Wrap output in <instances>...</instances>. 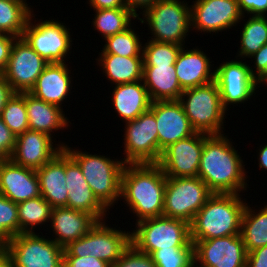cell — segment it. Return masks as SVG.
<instances>
[{"instance_id": "14", "label": "cell", "mask_w": 267, "mask_h": 267, "mask_svg": "<svg viewBox=\"0 0 267 267\" xmlns=\"http://www.w3.org/2000/svg\"><path fill=\"white\" fill-rule=\"evenodd\" d=\"M254 71L246 62L237 60L224 62L217 67L214 81L220 91L222 106L225 110L228 105L244 103L256 94L259 81L255 78Z\"/></svg>"}, {"instance_id": "51", "label": "cell", "mask_w": 267, "mask_h": 267, "mask_svg": "<svg viewBox=\"0 0 267 267\" xmlns=\"http://www.w3.org/2000/svg\"><path fill=\"white\" fill-rule=\"evenodd\" d=\"M0 267H13L8 255L0 248Z\"/></svg>"}, {"instance_id": "19", "label": "cell", "mask_w": 267, "mask_h": 267, "mask_svg": "<svg viewBox=\"0 0 267 267\" xmlns=\"http://www.w3.org/2000/svg\"><path fill=\"white\" fill-rule=\"evenodd\" d=\"M52 141V137L45 133L27 130L16 136L10 160L19 166L38 170L65 147L60 143L54 148Z\"/></svg>"}, {"instance_id": "39", "label": "cell", "mask_w": 267, "mask_h": 267, "mask_svg": "<svg viewBox=\"0 0 267 267\" xmlns=\"http://www.w3.org/2000/svg\"><path fill=\"white\" fill-rule=\"evenodd\" d=\"M18 234V205L0 194V248Z\"/></svg>"}, {"instance_id": "15", "label": "cell", "mask_w": 267, "mask_h": 267, "mask_svg": "<svg viewBox=\"0 0 267 267\" xmlns=\"http://www.w3.org/2000/svg\"><path fill=\"white\" fill-rule=\"evenodd\" d=\"M247 254L240 234L198 240L194 243L196 267H246Z\"/></svg>"}, {"instance_id": "17", "label": "cell", "mask_w": 267, "mask_h": 267, "mask_svg": "<svg viewBox=\"0 0 267 267\" xmlns=\"http://www.w3.org/2000/svg\"><path fill=\"white\" fill-rule=\"evenodd\" d=\"M191 7V28L203 32L230 29L243 19L237 0H196Z\"/></svg>"}, {"instance_id": "30", "label": "cell", "mask_w": 267, "mask_h": 267, "mask_svg": "<svg viewBox=\"0 0 267 267\" xmlns=\"http://www.w3.org/2000/svg\"><path fill=\"white\" fill-rule=\"evenodd\" d=\"M240 235L248 253L267 245V205L256 213L246 203Z\"/></svg>"}, {"instance_id": "46", "label": "cell", "mask_w": 267, "mask_h": 267, "mask_svg": "<svg viewBox=\"0 0 267 267\" xmlns=\"http://www.w3.org/2000/svg\"><path fill=\"white\" fill-rule=\"evenodd\" d=\"M246 267H267V245L247 254Z\"/></svg>"}, {"instance_id": "32", "label": "cell", "mask_w": 267, "mask_h": 267, "mask_svg": "<svg viewBox=\"0 0 267 267\" xmlns=\"http://www.w3.org/2000/svg\"><path fill=\"white\" fill-rule=\"evenodd\" d=\"M31 13L28 4L0 0V33L22 37Z\"/></svg>"}, {"instance_id": "35", "label": "cell", "mask_w": 267, "mask_h": 267, "mask_svg": "<svg viewBox=\"0 0 267 267\" xmlns=\"http://www.w3.org/2000/svg\"><path fill=\"white\" fill-rule=\"evenodd\" d=\"M130 26L126 30L105 38L106 44L100 54H115L118 56H143V46L139 35Z\"/></svg>"}, {"instance_id": "44", "label": "cell", "mask_w": 267, "mask_h": 267, "mask_svg": "<svg viewBox=\"0 0 267 267\" xmlns=\"http://www.w3.org/2000/svg\"><path fill=\"white\" fill-rule=\"evenodd\" d=\"M240 12L249 13L252 16H266L267 0H237Z\"/></svg>"}, {"instance_id": "49", "label": "cell", "mask_w": 267, "mask_h": 267, "mask_svg": "<svg viewBox=\"0 0 267 267\" xmlns=\"http://www.w3.org/2000/svg\"><path fill=\"white\" fill-rule=\"evenodd\" d=\"M13 93L14 92L9 83L6 81L4 76L0 74V116L7 100L13 95Z\"/></svg>"}, {"instance_id": "41", "label": "cell", "mask_w": 267, "mask_h": 267, "mask_svg": "<svg viewBox=\"0 0 267 267\" xmlns=\"http://www.w3.org/2000/svg\"><path fill=\"white\" fill-rule=\"evenodd\" d=\"M16 136L0 117V162L10 160L15 147Z\"/></svg>"}, {"instance_id": "25", "label": "cell", "mask_w": 267, "mask_h": 267, "mask_svg": "<svg viewBox=\"0 0 267 267\" xmlns=\"http://www.w3.org/2000/svg\"><path fill=\"white\" fill-rule=\"evenodd\" d=\"M69 73L65 62L49 63L37 78L30 93L42 101L61 108L72 87Z\"/></svg>"}, {"instance_id": "24", "label": "cell", "mask_w": 267, "mask_h": 267, "mask_svg": "<svg viewBox=\"0 0 267 267\" xmlns=\"http://www.w3.org/2000/svg\"><path fill=\"white\" fill-rule=\"evenodd\" d=\"M41 196L53 207H67L65 149L36 170Z\"/></svg>"}, {"instance_id": "33", "label": "cell", "mask_w": 267, "mask_h": 267, "mask_svg": "<svg viewBox=\"0 0 267 267\" xmlns=\"http://www.w3.org/2000/svg\"><path fill=\"white\" fill-rule=\"evenodd\" d=\"M93 26L104 39L116 33L123 32L131 26V19L137 18L127 8L96 9Z\"/></svg>"}, {"instance_id": "37", "label": "cell", "mask_w": 267, "mask_h": 267, "mask_svg": "<svg viewBox=\"0 0 267 267\" xmlns=\"http://www.w3.org/2000/svg\"><path fill=\"white\" fill-rule=\"evenodd\" d=\"M182 47L149 40L143 46V66L174 65Z\"/></svg>"}, {"instance_id": "18", "label": "cell", "mask_w": 267, "mask_h": 267, "mask_svg": "<svg viewBox=\"0 0 267 267\" xmlns=\"http://www.w3.org/2000/svg\"><path fill=\"white\" fill-rule=\"evenodd\" d=\"M150 109L154 112L158 130V162L162 151L170 144L193 135L188 117L179 100L154 101Z\"/></svg>"}, {"instance_id": "6", "label": "cell", "mask_w": 267, "mask_h": 267, "mask_svg": "<svg viewBox=\"0 0 267 267\" xmlns=\"http://www.w3.org/2000/svg\"><path fill=\"white\" fill-rule=\"evenodd\" d=\"M131 232V244L140 252L151 254L159 249L188 247L192 241L190 224L181 219L159 216L136 223Z\"/></svg>"}, {"instance_id": "42", "label": "cell", "mask_w": 267, "mask_h": 267, "mask_svg": "<svg viewBox=\"0 0 267 267\" xmlns=\"http://www.w3.org/2000/svg\"><path fill=\"white\" fill-rule=\"evenodd\" d=\"M63 267H111L108 263L94 256H63Z\"/></svg>"}, {"instance_id": "13", "label": "cell", "mask_w": 267, "mask_h": 267, "mask_svg": "<svg viewBox=\"0 0 267 267\" xmlns=\"http://www.w3.org/2000/svg\"><path fill=\"white\" fill-rule=\"evenodd\" d=\"M48 64L20 37L12 46L9 61L2 75L14 93L30 92Z\"/></svg>"}, {"instance_id": "26", "label": "cell", "mask_w": 267, "mask_h": 267, "mask_svg": "<svg viewBox=\"0 0 267 267\" xmlns=\"http://www.w3.org/2000/svg\"><path fill=\"white\" fill-rule=\"evenodd\" d=\"M113 90L114 109L125 122L136 119L150 109L152 101L143 80L115 85Z\"/></svg>"}, {"instance_id": "45", "label": "cell", "mask_w": 267, "mask_h": 267, "mask_svg": "<svg viewBox=\"0 0 267 267\" xmlns=\"http://www.w3.org/2000/svg\"><path fill=\"white\" fill-rule=\"evenodd\" d=\"M17 37L7 34L0 33V74H2L7 66L10 58L12 46Z\"/></svg>"}, {"instance_id": "36", "label": "cell", "mask_w": 267, "mask_h": 267, "mask_svg": "<svg viewBox=\"0 0 267 267\" xmlns=\"http://www.w3.org/2000/svg\"><path fill=\"white\" fill-rule=\"evenodd\" d=\"M0 117L15 136L29 130L25 92L13 93L7 100Z\"/></svg>"}, {"instance_id": "11", "label": "cell", "mask_w": 267, "mask_h": 267, "mask_svg": "<svg viewBox=\"0 0 267 267\" xmlns=\"http://www.w3.org/2000/svg\"><path fill=\"white\" fill-rule=\"evenodd\" d=\"M125 164H158V130L154 112L149 109L125 122Z\"/></svg>"}, {"instance_id": "40", "label": "cell", "mask_w": 267, "mask_h": 267, "mask_svg": "<svg viewBox=\"0 0 267 267\" xmlns=\"http://www.w3.org/2000/svg\"><path fill=\"white\" fill-rule=\"evenodd\" d=\"M111 267H156L149 254L140 252L132 244Z\"/></svg>"}, {"instance_id": "38", "label": "cell", "mask_w": 267, "mask_h": 267, "mask_svg": "<svg viewBox=\"0 0 267 267\" xmlns=\"http://www.w3.org/2000/svg\"><path fill=\"white\" fill-rule=\"evenodd\" d=\"M156 267H193L194 243L188 247H172L159 249L150 254Z\"/></svg>"}, {"instance_id": "7", "label": "cell", "mask_w": 267, "mask_h": 267, "mask_svg": "<svg viewBox=\"0 0 267 267\" xmlns=\"http://www.w3.org/2000/svg\"><path fill=\"white\" fill-rule=\"evenodd\" d=\"M142 14L144 18L137 19L140 23L148 24L154 37H151L152 41L183 46L191 28V7L187 3L179 0H159Z\"/></svg>"}, {"instance_id": "10", "label": "cell", "mask_w": 267, "mask_h": 267, "mask_svg": "<svg viewBox=\"0 0 267 267\" xmlns=\"http://www.w3.org/2000/svg\"><path fill=\"white\" fill-rule=\"evenodd\" d=\"M13 267H63L64 248L33 233H20L2 247Z\"/></svg>"}, {"instance_id": "1", "label": "cell", "mask_w": 267, "mask_h": 267, "mask_svg": "<svg viewBox=\"0 0 267 267\" xmlns=\"http://www.w3.org/2000/svg\"><path fill=\"white\" fill-rule=\"evenodd\" d=\"M230 142L224 134L204 133L197 177L205 182L212 193L239 194L247 188L245 165Z\"/></svg>"}, {"instance_id": "27", "label": "cell", "mask_w": 267, "mask_h": 267, "mask_svg": "<svg viewBox=\"0 0 267 267\" xmlns=\"http://www.w3.org/2000/svg\"><path fill=\"white\" fill-rule=\"evenodd\" d=\"M143 82L152 102L178 100L184 91L174 65L143 66Z\"/></svg>"}, {"instance_id": "9", "label": "cell", "mask_w": 267, "mask_h": 267, "mask_svg": "<svg viewBox=\"0 0 267 267\" xmlns=\"http://www.w3.org/2000/svg\"><path fill=\"white\" fill-rule=\"evenodd\" d=\"M212 194L200 177H167L163 216L190 224Z\"/></svg>"}, {"instance_id": "28", "label": "cell", "mask_w": 267, "mask_h": 267, "mask_svg": "<svg viewBox=\"0 0 267 267\" xmlns=\"http://www.w3.org/2000/svg\"><path fill=\"white\" fill-rule=\"evenodd\" d=\"M25 104L29 130L42 132L51 137L54 130L68 127L70 121L60 107L42 101L30 92H25Z\"/></svg>"}, {"instance_id": "29", "label": "cell", "mask_w": 267, "mask_h": 267, "mask_svg": "<svg viewBox=\"0 0 267 267\" xmlns=\"http://www.w3.org/2000/svg\"><path fill=\"white\" fill-rule=\"evenodd\" d=\"M99 66L103 67L106 78L113 84L132 83L143 80V56H118L115 54H101L98 58Z\"/></svg>"}, {"instance_id": "43", "label": "cell", "mask_w": 267, "mask_h": 267, "mask_svg": "<svg viewBox=\"0 0 267 267\" xmlns=\"http://www.w3.org/2000/svg\"><path fill=\"white\" fill-rule=\"evenodd\" d=\"M254 58V66L256 67L255 78L262 85L267 83V43L264 44L255 54L250 56ZM264 82V83H263Z\"/></svg>"}, {"instance_id": "8", "label": "cell", "mask_w": 267, "mask_h": 267, "mask_svg": "<svg viewBox=\"0 0 267 267\" xmlns=\"http://www.w3.org/2000/svg\"><path fill=\"white\" fill-rule=\"evenodd\" d=\"M131 244V232L113 229L97 221L85 236L64 248L63 256H94L112 266Z\"/></svg>"}, {"instance_id": "5", "label": "cell", "mask_w": 267, "mask_h": 267, "mask_svg": "<svg viewBox=\"0 0 267 267\" xmlns=\"http://www.w3.org/2000/svg\"><path fill=\"white\" fill-rule=\"evenodd\" d=\"M178 100L196 132L208 135L222 133L221 126L226 110L222 106L220 91L215 81L185 89Z\"/></svg>"}, {"instance_id": "48", "label": "cell", "mask_w": 267, "mask_h": 267, "mask_svg": "<svg viewBox=\"0 0 267 267\" xmlns=\"http://www.w3.org/2000/svg\"><path fill=\"white\" fill-rule=\"evenodd\" d=\"M89 4L96 9L126 8L125 0H89Z\"/></svg>"}, {"instance_id": "3", "label": "cell", "mask_w": 267, "mask_h": 267, "mask_svg": "<svg viewBox=\"0 0 267 267\" xmlns=\"http://www.w3.org/2000/svg\"><path fill=\"white\" fill-rule=\"evenodd\" d=\"M240 194L213 193L190 223L191 241L240 234L246 205Z\"/></svg>"}, {"instance_id": "4", "label": "cell", "mask_w": 267, "mask_h": 267, "mask_svg": "<svg viewBox=\"0 0 267 267\" xmlns=\"http://www.w3.org/2000/svg\"><path fill=\"white\" fill-rule=\"evenodd\" d=\"M64 149L81 167V172L97 199L110 209L121 198V175L125 163L101 155L72 150L65 144Z\"/></svg>"}, {"instance_id": "16", "label": "cell", "mask_w": 267, "mask_h": 267, "mask_svg": "<svg viewBox=\"0 0 267 267\" xmlns=\"http://www.w3.org/2000/svg\"><path fill=\"white\" fill-rule=\"evenodd\" d=\"M203 147L204 133L195 132L165 148L158 165L166 177H197Z\"/></svg>"}, {"instance_id": "23", "label": "cell", "mask_w": 267, "mask_h": 267, "mask_svg": "<svg viewBox=\"0 0 267 267\" xmlns=\"http://www.w3.org/2000/svg\"><path fill=\"white\" fill-rule=\"evenodd\" d=\"M210 59L197 49L185 50L181 48L175 70L178 82L183 90L206 85L215 79V71L211 72Z\"/></svg>"}, {"instance_id": "52", "label": "cell", "mask_w": 267, "mask_h": 267, "mask_svg": "<svg viewBox=\"0 0 267 267\" xmlns=\"http://www.w3.org/2000/svg\"><path fill=\"white\" fill-rule=\"evenodd\" d=\"M9 1H15L22 4H27L26 0H9Z\"/></svg>"}, {"instance_id": "21", "label": "cell", "mask_w": 267, "mask_h": 267, "mask_svg": "<svg viewBox=\"0 0 267 267\" xmlns=\"http://www.w3.org/2000/svg\"><path fill=\"white\" fill-rule=\"evenodd\" d=\"M0 194L16 204L41 196L36 170L1 161Z\"/></svg>"}, {"instance_id": "50", "label": "cell", "mask_w": 267, "mask_h": 267, "mask_svg": "<svg viewBox=\"0 0 267 267\" xmlns=\"http://www.w3.org/2000/svg\"><path fill=\"white\" fill-rule=\"evenodd\" d=\"M259 154V167L267 170V145L260 148Z\"/></svg>"}, {"instance_id": "31", "label": "cell", "mask_w": 267, "mask_h": 267, "mask_svg": "<svg viewBox=\"0 0 267 267\" xmlns=\"http://www.w3.org/2000/svg\"><path fill=\"white\" fill-rule=\"evenodd\" d=\"M17 205L19 234L33 233L36 225L48 223L51 219L53 207L42 196L26 200Z\"/></svg>"}, {"instance_id": "20", "label": "cell", "mask_w": 267, "mask_h": 267, "mask_svg": "<svg viewBox=\"0 0 267 267\" xmlns=\"http://www.w3.org/2000/svg\"><path fill=\"white\" fill-rule=\"evenodd\" d=\"M66 188L68 189L67 207L87 212L97 221H103L108 210L93 194L85 180L81 167L65 150Z\"/></svg>"}, {"instance_id": "47", "label": "cell", "mask_w": 267, "mask_h": 267, "mask_svg": "<svg viewBox=\"0 0 267 267\" xmlns=\"http://www.w3.org/2000/svg\"><path fill=\"white\" fill-rule=\"evenodd\" d=\"M159 0H125L126 8L139 18L137 8L143 9V13Z\"/></svg>"}, {"instance_id": "34", "label": "cell", "mask_w": 267, "mask_h": 267, "mask_svg": "<svg viewBox=\"0 0 267 267\" xmlns=\"http://www.w3.org/2000/svg\"><path fill=\"white\" fill-rule=\"evenodd\" d=\"M241 31L237 57L250 58L267 43V16H251Z\"/></svg>"}, {"instance_id": "22", "label": "cell", "mask_w": 267, "mask_h": 267, "mask_svg": "<svg viewBox=\"0 0 267 267\" xmlns=\"http://www.w3.org/2000/svg\"><path fill=\"white\" fill-rule=\"evenodd\" d=\"M96 222L97 220L87 212L68 207L53 208L50 223L56 236L52 240L65 248L71 242L85 236Z\"/></svg>"}, {"instance_id": "2", "label": "cell", "mask_w": 267, "mask_h": 267, "mask_svg": "<svg viewBox=\"0 0 267 267\" xmlns=\"http://www.w3.org/2000/svg\"><path fill=\"white\" fill-rule=\"evenodd\" d=\"M167 177L158 164H125L121 175V198L137 221L163 216Z\"/></svg>"}, {"instance_id": "12", "label": "cell", "mask_w": 267, "mask_h": 267, "mask_svg": "<svg viewBox=\"0 0 267 267\" xmlns=\"http://www.w3.org/2000/svg\"><path fill=\"white\" fill-rule=\"evenodd\" d=\"M30 15L22 38L48 63H64L71 49L69 28L59 21L46 20L33 25ZM32 22V23H31Z\"/></svg>"}]
</instances>
